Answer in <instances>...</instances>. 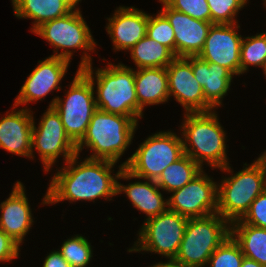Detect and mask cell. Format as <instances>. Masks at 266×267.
<instances>
[{"mask_svg":"<svg viewBox=\"0 0 266 267\" xmlns=\"http://www.w3.org/2000/svg\"><path fill=\"white\" fill-rule=\"evenodd\" d=\"M189 218L167 209L144 222L137 241L128 252H153L165 258H175Z\"/></svg>","mask_w":266,"mask_h":267,"instance_id":"10","label":"cell"},{"mask_svg":"<svg viewBox=\"0 0 266 267\" xmlns=\"http://www.w3.org/2000/svg\"><path fill=\"white\" fill-rule=\"evenodd\" d=\"M230 235L231 224L218 213L189 218L175 259L186 267H205Z\"/></svg>","mask_w":266,"mask_h":267,"instance_id":"8","label":"cell"},{"mask_svg":"<svg viewBox=\"0 0 266 267\" xmlns=\"http://www.w3.org/2000/svg\"><path fill=\"white\" fill-rule=\"evenodd\" d=\"M254 163L260 168L261 173H262L263 178H264L265 185H266V151H264L263 154L260 155L254 161Z\"/></svg>","mask_w":266,"mask_h":267,"instance_id":"36","label":"cell"},{"mask_svg":"<svg viewBox=\"0 0 266 267\" xmlns=\"http://www.w3.org/2000/svg\"><path fill=\"white\" fill-rule=\"evenodd\" d=\"M160 12L168 19L175 34V56H198L203 50L208 32L213 25L194 19L185 13L170 8L163 0Z\"/></svg>","mask_w":266,"mask_h":267,"instance_id":"16","label":"cell"},{"mask_svg":"<svg viewBox=\"0 0 266 267\" xmlns=\"http://www.w3.org/2000/svg\"><path fill=\"white\" fill-rule=\"evenodd\" d=\"M266 63V32L257 33L242 39L240 74L248 71L249 66L264 68Z\"/></svg>","mask_w":266,"mask_h":267,"instance_id":"27","label":"cell"},{"mask_svg":"<svg viewBox=\"0 0 266 267\" xmlns=\"http://www.w3.org/2000/svg\"><path fill=\"white\" fill-rule=\"evenodd\" d=\"M169 98L173 96L185 113L214 110L204 97L203 88L194 77L191 63L185 57H176L167 67Z\"/></svg>","mask_w":266,"mask_h":267,"instance_id":"14","label":"cell"},{"mask_svg":"<svg viewBox=\"0 0 266 267\" xmlns=\"http://www.w3.org/2000/svg\"><path fill=\"white\" fill-rule=\"evenodd\" d=\"M70 61L49 56L43 61H38V65L27 77L21 86L19 94L14 99L15 106L26 105L29 102H38L46 97L53 90H61L58 86L66 75Z\"/></svg>","mask_w":266,"mask_h":267,"instance_id":"15","label":"cell"},{"mask_svg":"<svg viewBox=\"0 0 266 267\" xmlns=\"http://www.w3.org/2000/svg\"><path fill=\"white\" fill-rule=\"evenodd\" d=\"M229 165L220 169L232 175L217 183V213L231 224L244 217L255 198L266 190V185L254 162L245 163L246 167L235 174Z\"/></svg>","mask_w":266,"mask_h":267,"instance_id":"6","label":"cell"},{"mask_svg":"<svg viewBox=\"0 0 266 267\" xmlns=\"http://www.w3.org/2000/svg\"><path fill=\"white\" fill-rule=\"evenodd\" d=\"M16 17L34 20L31 32L41 24L65 16L81 0H11Z\"/></svg>","mask_w":266,"mask_h":267,"instance_id":"21","label":"cell"},{"mask_svg":"<svg viewBox=\"0 0 266 267\" xmlns=\"http://www.w3.org/2000/svg\"><path fill=\"white\" fill-rule=\"evenodd\" d=\"M128 52L136 65L141 68H166L175 58V54L166 46L149 38L139 40Z\"/></svg>","mask_w":266,"mask_h":267,"instance_id":"25","label":"cell"},{"mask_svg":"<svg viewBox=\"0 0 266 267\" xmlns=\"http://www.w3.org/2000/svg\"><path fill=\"white\" fill-rule=\"evenodd\" d=\"M184 155L180 136L161 131L147 137L135 152L121 165L117 180L143 179L156 181L162 171Z\"/></svg>","mask_w":266,"mask_h":267,"instance_id":"5","label":"cell"},{"mask_svg":"<svg viewBox=\"0 0 266 267\" xmlns=\"http://www.w3.org/2000/svg\"><path fill=\"white\" fill-rule=\"evenodd\" d=\"M160 188L153 180L136 181L123 185L117 182V194L125 193L138 211L147 215L146 220L156 217L168 209V200L163 197Z\"/></svg>","mask_w":266,"mask_h":267,"instance_id":"22","label":"cell"},{"mask_svg":"<svg viewBox=\"0 0 266 267\" xmlns=\"http://www.w3.org/2000/svg\"><path fill=\"white\" fill-rule=\"evenodd\" d=\"M80 155H74L66 166L62 167L52 177L50 185L42 200L43 205L56 204L67 200L93 201L99 198L113 200L117 194V178L122 165L118 166L116 174H111L117 164L107 160L86 158L78 162Z\"/></svg>","mask_w":266,"mask_h":267,"instance_id":"1","label":"cell"},{"mask_svg":"<svg viewBox=\"0 0 266 267\" xmlns=\"http://www.w3.org/2000/svg\"><path fill=\"white\" fill-rule=\"evenodd\" d=\"M20 245L0 229V262H10L20 255Z\"/></svg>","mask_w":266,"mask_h":267,"instance_id":"34","label":"cell"},{"mask_svg":"<svg viewBox=\"0 0 266 267\" xmlns=\"http://www.w3.org/2000/svg\"><path fill=\"white\" fill-rule=\"evenodd\" d=\"M42 267H72L57 250L51 251L43 261Z\"/></svg>","mask_w":266,"mask_h":267,"instance_id":"35","label":"cell"},{"mask_svg":"<svg viewBox=\"0 0 266 267\" xmlns=\"http://www.w3.org/2000/svg\"><path fill=\"white\" fill-rule=\"evenodd\" d=\"M31 149V159L34 158L33 150H37L46 173L58 157H64L66 163L77 154V145L67 135L60 116L53 107L47 108L37 127L33 120Z\"/></svg>","mask_w":266,"mask_h":267,"instance_id":"11","label":"cell"},{"mask_svg":"<svg viewBox=\"0 0 266 267\" xmlns=\"http://www.w3.org/2000/svg\"><path fill=\"white\" fill-rule=\"evenodd\" d=\"M240 26L234 24H213L208 32L203 50L198 56L206 61L218 64L240 75L241 43L243 36L238 34Z\"/></svg>","mask_w":266,"mask_h":267,"instance_id":"13","label":"cell"},{"mask_svg":"<svg viewBox=\"0 0 266 267\" xmlns=\"http://www.w3.org/2000/svg\"><path fill=\"white\" fill-rule=\"evenodd\" d=\"M231 236L240 245L245 257L266 266V229L240 220L231 223Z\"/></svg>","mask_w":266,"mask_h":267,"instance_id":"24","label":"cell"},{"mask_svg":"<svg viewBox=\"0 0 266 267\" xmlns=\"http://www.w3.org/2000/svg\"><path fill=\"white\" fill-rule=\"evenodd\" d=\"M202 170L194 160L184 154L176 162L168 165L155 182L161 190L171 193L181 189Z\"/></svg>","mask_w":266,"mask_h":267,"instance_id":"26","label":"cell"},{"mask_svg":"<svg viewBox=\"0 0 266 267\" xmlns=\"http://www.w3.org/2000/svg\"><path fill=\"white\" fill-rule=\"evenodd\" d=\"M16 108L13 105L11 112L0 119V148L31 159L33 112L27 107Z\"/></svg>","mask_w":266,"mask_h":267,"instance_id":"17","label":"cell"},{"mask_svg":"<svg viewBox=\"0 0 266 267\" xmlns=\"http://www.w3.org/2000/svg\"><path fill=\"white\" fill-rule=\"evenodd\" d=\"M135 88L138 105L146 106L168 102V75L166 68H141L135 71Z\"/></svg>","mask_w":266,"mask_h":267,"instance_id":"23","label":"cell"},{"mask_svg":"<svg viewBox=\"0 0 266 267\" xmlns=\"http://www.w3.org/2000/svg\"><path fill=\"white\" fill-rule=\"evenodd\" d=\"M170 8L188 16L211 22V13L207 0H163Z\"/></svg>","mask_w":266,"mask_h":267,"instance_id":"32","label":"cell"},{"mask_svg":"<svg viewBox=\"0 0 266 267\" xmlns=\"http://www.w3.org/2000/svg\"><path fill=\"white\" fill-rule=\"evenodd\" d=\"M149 267H186L183 264H181L179 261H177L175 258H169L167 262H158L156 264H153V266Z\"/></svg>","mask_w":266,"mask_h":267,"instance_id":"37","label":"cell"},{"mask_svg":"<svg viewBox=\"0 0 266 267\" xmlns=\"http://www.w3.org/2000/svg\"><path fill=\"white\" fill-rule=\"evenodd\" d=\"M32 33L47 40L52 47H55L54 54L50 56L60 57L71 62L76 49H82L85 52L80 58L78 70L93 64L92 56L88 54V51L94 52L97 43L79 8L73 9L65 16L41 24ZM58 49H61L60 53Z\"/></svg>","mask_w":266,"mask_h":267,"instance_id":"7","label":"cell"},{"mask_svg":"<svg viewBox=\"0 0 266 267\" xmlns=\"http://www.w3.org/2000/svg\"><path fill=\"white\" fill-rule=\"evenodd\" d=\"M263 74H265V77H266V63H265V66L263 68Z\"/></svg>","mask_w":266,"mask_h":267,"instance_id":"39","label":"cell"},{"mask_svg":"<svg viewBox=\"0 0 266 267\" xmlns=\"http://www.w3.org/2000/svg\"><path fill=\"white\" fill-rule=\"evenodd\" d=\"M94 93L90 80L77 70L65 98L55 97L48 106L58 112L67 135L76 145L85 136L91 118L97 110Z\"/></svg>","mask_w":266,"mask_h":267,"instance_id":"9","label":"cell"},{"mask_svg":"<svg viewBox=\"0 0 266 267\" xmlns=\"http://www.w3.org/2000/svg\"><path fill=\"white\" fill-rule=\"evenodd\" d=\"M80 71L90 80L94 88L97 84L95 93L97 109L128 116L134 121L142 118L143 110L138 105L134 69L122 63L115 65L108 62V66H104V69L93 70L91 64Z\"/></svg>","mask_w":266,"mask_h":267,"instance_id":"2","label":"cell"},{"mask_svg":"<svg viewBox=\"0 0 266 267\" xmlns=\"http://www.w3.org/2000/svg\"><path fill=\"white\" fill-rule=\"evenodd\" d=\"M241 267H266V266L261 265L257 261L244 256L242 263H241Z\"/></svg>","mask_w":266,"mask_h":267,"instance_id":"38","label":"cell"},{"mask_svg":"<svg viewBox=\"0 0 266 267\" xmlns=\"http://www.w3.org/2000/svg\"><path fill=\"white\" fill-rule=\"evenodd\" d=\"M25 194V186L17 181L9 197L0 204V229L19 245L34 225L30 203Z\"/></svg>","mask_w":266,"mask_h":267,"instance_id":"19","label":"cell"},{"mask_svg":"<svg viewBox=\"0 0 266 267\" xmlns=\"http://www.w3.org/2000/svg\"><path fill=\"white\" fill-rule=\"evenodd\" d=\"M58 251L72 267H86L93 257L91 243L78 234L64 241Z\"/></svg>","mask_w":266,"mask_h":267,"instance_id":"28","label":"cell"},{"mask_svg":"<svg viewBox=\"0 0 266 267\" xmlns=\"http://www.w3.org/2000/svg\"><path fill=\"white\" fill-rule=\"evenodd\" d=\"M216 113L215 110L185 113L180 126L184 154L202 169L204 164L212 169H221L229 164L225 141L227 136Z\"/></svg>","mask_w":266,"mask_h":267,"instance_id":"3","label":"cell"},{"mask_svg":"<svg viewBox=\"0 0 266 267\" xmlns=\"http://www.w3.org/2000/svg\"><path fill=\"white\" fill-rule=\"evenodd\" d=\"M240 221L266 229V190L255 198L248 212Z\"/></svg>","mask_w":266,"mask_h":267,"instance_id":"33","label":"cell"},{"mask_svg":"<svg viewBox=\"0 0 266 267\" xmlns=\"http://www.w3.org/2000/svg\"><path fill=\"white\" fill-rule=\"evenodd\" d=\"M146 35L168 47L175 54L174 30L168 19L161 12L155 16L148 14Z\"/></svg>","mask_w":266,"mask_h":267,"instance_id":"31","label":"cell"},{"mask_svg":"<svg viewBox=\"0 0 266 267\" xmlns=\"http://www.w3.org/2000/svg\"><path fill=\"white\" fill-rule=\"evenodd\" d=\"M211 23L213 24H234L238 23L237 13L247 5L248 0H207Z\"/></svg>","mask_w":266,"mask_h":267,"instance_id":"30","label":"cell"},{"mask_svg":"<svg viewBox=\"0 0 266 267\" xmlns=\"http://www.w3.org/2000/svg\"><path fill=\"white\" fill-rule=\"evenodd\" d=\"M192 66L194 77L203 88L205 101L215 110L230 89L234 74L227 68L206 62L199 56L185 57Z\"/></svg>","mask_w":266,"mask_h":267,"instance_id":"20","label":"cell"},{"mask_svg":"<svg viewBox=\"0 0 266 267\" xmlns=\"http://www.w3.org/2000/svg\"><path fill=\"white\" fill-rule=\"evenodd\" d=\"M204 170L167 198L168 209L187 218L206 217L217 213V182Z\"/></svg>","mask_w":266,"mask_h":267,"instance_id":"12","label":"cell"},{"mask_svg":"<svg viewBox=\"0 0 266 267\" xmlns=\"http://www.w3.org/2000/svg\"><path fill=\"white\" fill-rule=\"evenodd\" d=\"M244 255L240 245L230 235L210 256L207 267H241Z\"/></svg>","mask_w":266,"mask_h":267,"instance_id":"29","label":"cell"},{"mask_svg":"<svg viewBox=\"0 0 266 267\" xmlns=\"http://www.w3.org/2000/svg\"><path fill=\"white\" fill-rule=\"evenodd\" d=\"M137 125L138 121H134L131 117L97 109L85 136L77 144V154L86 147L92 151L87 158L117 163L132 144Z\"/></svg>","mask_w":266,"mask_h":267,"instance_id":"4","label":"cell"},{"mask_svg":"<svg viewBox=\"0 0 266 267\" xmlns=\"http://www.w3.org/2000/svg\"><path fill=\"white\" fill-rule=\"evenodd\" d=\"M106 28L114 50L129 51L146 36L148 14L135 7L119 6L112 17L107 18Z\"/></svg>","mask_w":266,"mask_h":267,"instance_id":"18","label":"cell"}]
</instances>
